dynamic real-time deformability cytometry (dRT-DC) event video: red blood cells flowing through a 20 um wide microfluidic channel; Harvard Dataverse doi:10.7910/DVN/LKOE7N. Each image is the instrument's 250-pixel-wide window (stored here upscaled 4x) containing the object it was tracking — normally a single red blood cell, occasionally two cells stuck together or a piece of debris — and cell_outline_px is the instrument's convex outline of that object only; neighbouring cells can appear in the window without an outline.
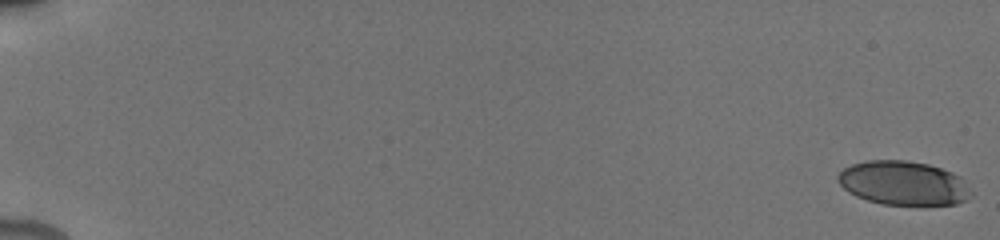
{"species": "human", "species_latin": "Homo sapiens", "temperature_condition": "cold", "stored_images_in_passage": 21, "camera_frame_rate_fps": 3000, "um_per_image_px": 0.085, "donor": {"sex": "male"}, "frame": {"image": 1, "passage_image": 1, "time_ms": 0.0, "image_size_px": [1000, 240], "cell_outline_px": [[972, 192], [964, 200], [956, 204], [880, 204], [856, 196], [848, 192], [836, 180], [836, 176], [844, 168], [852, 164], [868, 160], [908, 160], [928, 164], [952, 172], [960, 176]], "centroid_in_image_um": [76.75, 15.55], "position_along_channel_um": 8.3, "area_um2": 33.99}}
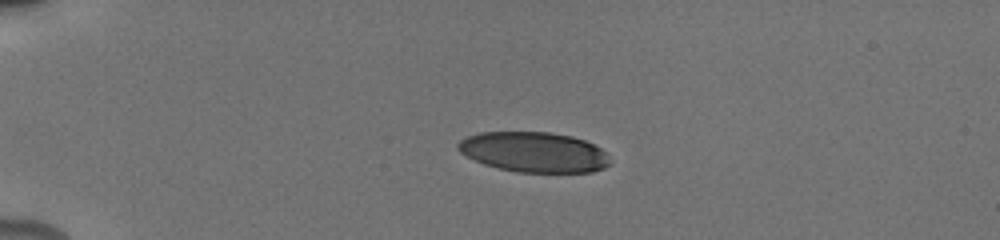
{"frame": {"image": 2, "passage_image": 16, "time_ms": 4.667, "image_size_px": [1000, 240], "cell_outline_px": [[612, 164], [604, 168], [592, 172], [516, 172], [484, 164], [460, 152], [456, 148], [456, 144], [464, 136], [480, 132], [548, 132], [572, 136], [584, 140], [600, 148], [604, 152]], "centroid_in_image_um": [45.36, 12.92], "position_along_channel_um": 39.6, "area_um2": 35.6}}